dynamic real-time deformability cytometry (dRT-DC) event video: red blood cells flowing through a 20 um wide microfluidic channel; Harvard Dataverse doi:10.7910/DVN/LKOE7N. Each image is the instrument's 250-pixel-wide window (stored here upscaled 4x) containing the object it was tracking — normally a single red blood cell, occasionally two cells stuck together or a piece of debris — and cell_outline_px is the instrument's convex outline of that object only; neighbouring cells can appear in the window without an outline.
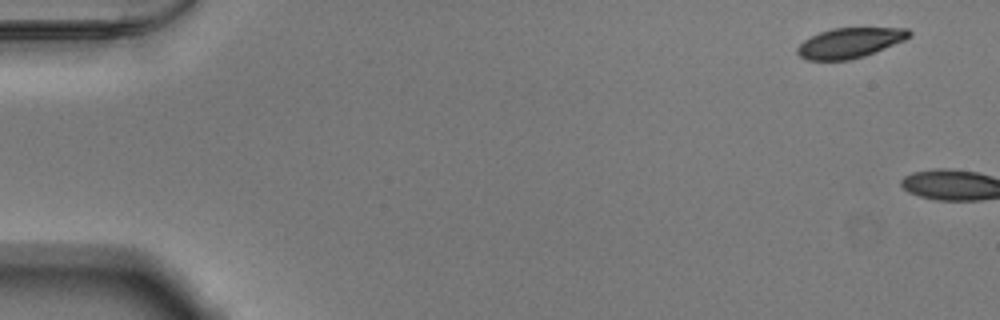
{"species": "Egyptian fruit bat (a non-hibernating species)", "species_latin": "Rousettus aegyptiacus", "temperature_condition": "warm", "stored_images_in_passage": 3, "camera_frame_rate_fps": 3000, "um_per_image_px": 0.085, "animal": {"sex": "male"}, "frame": {"image": 1, "passage_image": 1, "time_ms": 0.0, "image_size_px": [1000, 320], "cell_outline_px": [[912, 36], [904, 40], [864, 56], [848, 60], [808, 60], [800, 56], [796, 52], [796, 48], [804, 40], [820, 32], [832, 28], [908, 28], [912, 32]], "centroid_in_image_um": [72.23, 3.64], "position_along_channel_um": 12.8, "area_um2": 19.48}}